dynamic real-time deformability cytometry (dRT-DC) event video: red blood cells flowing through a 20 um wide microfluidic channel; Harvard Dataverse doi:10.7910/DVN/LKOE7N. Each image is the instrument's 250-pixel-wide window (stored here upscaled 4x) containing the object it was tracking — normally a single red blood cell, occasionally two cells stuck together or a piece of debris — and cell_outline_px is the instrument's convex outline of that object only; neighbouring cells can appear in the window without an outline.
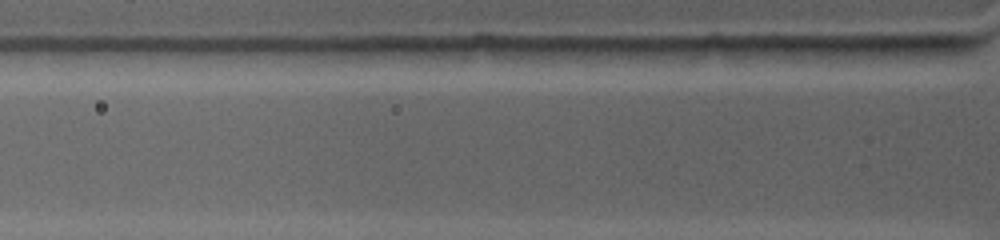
{"species": "common noctule bat (a hibernating species)", "species_latin": "Nyctalus noctula", "temperature_condition": "warm", "stored_images_in_passage": 2, "camera_frame_rate_fps": 4500, "um_per_image_px": 0.085, "animal": {"sex": "female", "body_mass_g": 19.0, "forearm_length_mm": 53.3}, "frame": {"image": 1, "passage_image": 2, "time_ms": 0.444, "image_size_px": [1000, 240], "cell_outline_px": [[924, 44], [920, 48], [868, 64], [792, 56], [760, 48], [780, 44]], "centroid_in_image_um": [71.8, 4.37], "position_along_channel_um": 54.0, "area_um2": 14.91}}